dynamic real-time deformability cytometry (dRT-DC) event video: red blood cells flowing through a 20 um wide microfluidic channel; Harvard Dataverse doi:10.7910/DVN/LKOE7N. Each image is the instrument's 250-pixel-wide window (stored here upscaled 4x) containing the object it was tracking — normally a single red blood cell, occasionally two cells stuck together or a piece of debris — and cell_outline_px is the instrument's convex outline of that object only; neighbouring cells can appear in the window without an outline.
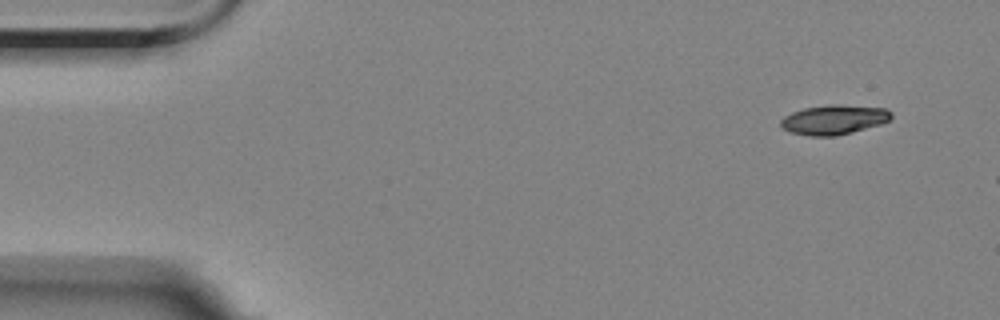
{"species": "Egyptian fruit bat (a non-hibernating species)", "species_latin": "Rousettus aegyptiacus", "temperature_condition": "room temperature", "stored_images_in_passage": 3, "camera_frame_rate_fps": 3000, "um_per_image_px": 0.085, "animal": {"sex": "female"}, "frame": {"image": 1, "passage_image": 1, "time_ms": 0.0, "image_size_px": [1000, 320], "cell_outline_px": [[892, 116], [888, 120], [880, 124], [852, 132], [836, 136], [808, 136], [792, 132], [780, 128], [780, 120], [784, 116], [792, 112], [804, 108], [828, 104], [840, 104], [884, 108], [892, 112]], "centroid_in_image_um": [70.85, 10.17], "position_along_channel_um": 14.2, "area_um2": 19.13}}